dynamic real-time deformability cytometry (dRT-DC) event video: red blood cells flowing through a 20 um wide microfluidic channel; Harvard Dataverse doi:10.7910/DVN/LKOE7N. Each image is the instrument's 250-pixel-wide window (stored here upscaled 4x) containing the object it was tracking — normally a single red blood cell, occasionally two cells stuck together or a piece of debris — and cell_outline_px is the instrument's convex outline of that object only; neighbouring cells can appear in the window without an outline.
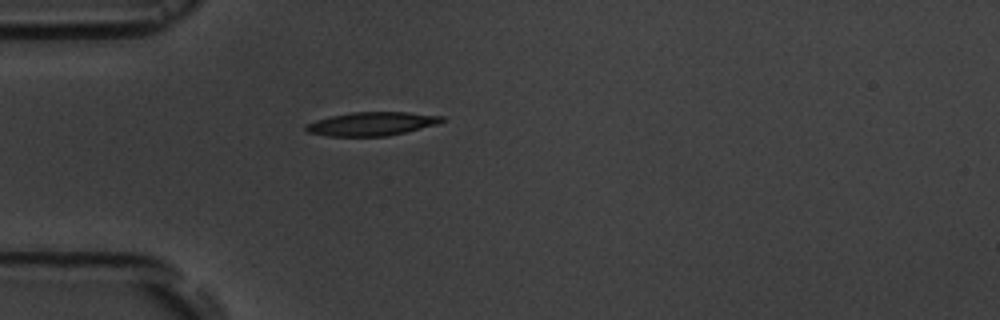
{"species": "common noctule bat (a hibernating species)", "species_latin": "Nyctalus noctula", "temperature_condition": "room temperature", "stored_images_in_passage": 1, "camera_frame_rate_fps": 3000, "um_per_image_px": 0.085, "animal": {"sex": "male", "body_mass_g": 19.5, "forearm_length_mm": 54.6}, "frame": {"image": 1, "passage_image": 1, "time_ms": 0.0, "image_size_px": [1000, 320], "cell_outline_px": [[444, 120], [436, 124], [388, 136], [328, 136], [308, 132], [304, 128], [304, 124], [316, 120], [332, 116], [352, 112], [408, 112], [444, 116]], "centroid_in_image_um": [31.56, 10.52], "position_along_channel_um": 53.4, "area_um2": 18.55}}